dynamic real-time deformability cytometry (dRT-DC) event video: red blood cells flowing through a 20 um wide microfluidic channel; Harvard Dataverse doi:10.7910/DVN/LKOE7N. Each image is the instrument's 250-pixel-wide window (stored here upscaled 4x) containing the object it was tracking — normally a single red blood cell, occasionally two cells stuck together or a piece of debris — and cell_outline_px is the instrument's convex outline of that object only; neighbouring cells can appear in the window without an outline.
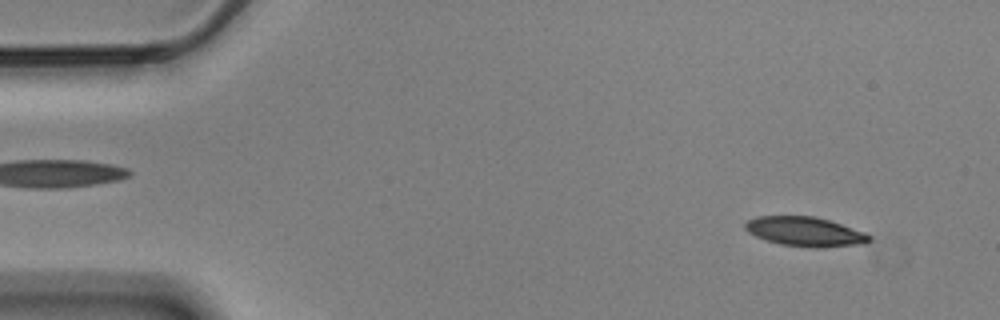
{"species": "Egyptian fruit bat (a non-hibernating species)", "species_latin": "Rousettus aegyptiacus", "temperature_condition": "cold", "stored_images_in_passage": 53, "camera_frame_rate_fps": 3000, "um_per_image_px": 0.085, "animal": {"sex": "male"}, "frame": {"image": 1, "passage_image": 1, "time_ms": 0.0, "image_size_px": [1000, 320], "cell_outline_px": [[872, 240], [860, 244], [820, 248], [812, 248], [780, 244], [756, 236], [748, 232], [744, 228], [744, 224], [748, 220], [760, 216], [816, 216], [864, 232], [872, 236]], "centroid_in_image_um": [68.43, 19.69], "position_along_channel_um": 16.6, "area_um2": 21.15}}
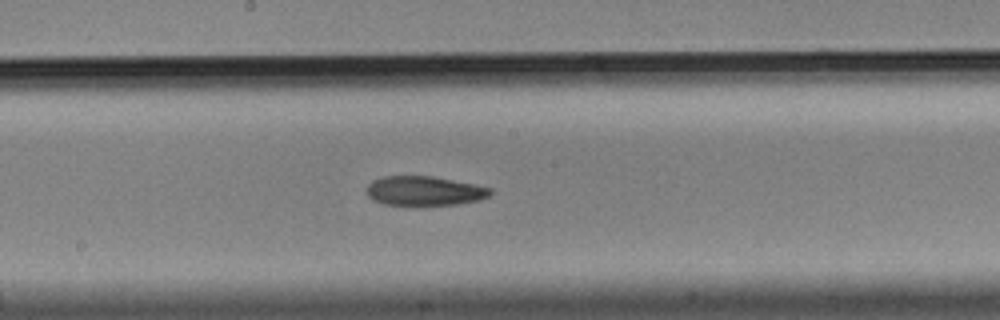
{"frame": {"image": 2, "passage_image": 26, "time_ms": 8.333, "image_size_px": [1000, 320], "cell_outline_px": [[492, 192], [488, 196], [480, 200], [456, 204], [412, 208], [380, 204], [372, 200], [368, 196], [368, 184], [372, 180], [384, 176], [432, 176], [492, 188]], "centroid_in_image_um": [36.01, 16.28], "position_along_channel_um": 212.2, "area_um2": 21.96}}
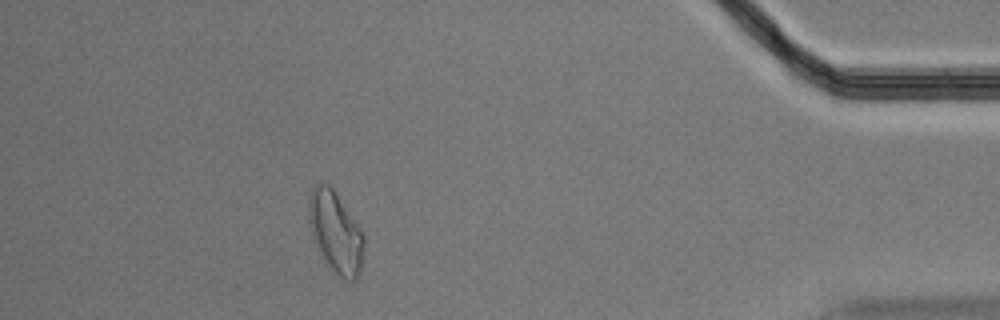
{"frame": {"image": 3, "passage_image": 47, "time_ms": 15.333, "image_size_px": [1000, 320], "cell_outline_px": [[364, 248], [360, 272], [356, 280], [344, 280], [328, 268], [320, 256], [308, 220], [308, 196], [312, 188], [320, 180], [328, 184], [332, 188], [360, 228], [364, 236]], "centroid_in_image_um": [28.5, 19.75], "position_along_channel_um": 406.7, "area_um2": 26.36}, "authors_computed_cell_mechanics": {"area_um2": 22.3108, "velocity_mm_per_s": 3.498, "shape_relaxation_time_tau1_ms": 11.302, "shape_relaxation_time_tau2_ms": 7.9931, "deformation_change_tau1": 0.2075, "deformation_change_tau2": 0.1621}}